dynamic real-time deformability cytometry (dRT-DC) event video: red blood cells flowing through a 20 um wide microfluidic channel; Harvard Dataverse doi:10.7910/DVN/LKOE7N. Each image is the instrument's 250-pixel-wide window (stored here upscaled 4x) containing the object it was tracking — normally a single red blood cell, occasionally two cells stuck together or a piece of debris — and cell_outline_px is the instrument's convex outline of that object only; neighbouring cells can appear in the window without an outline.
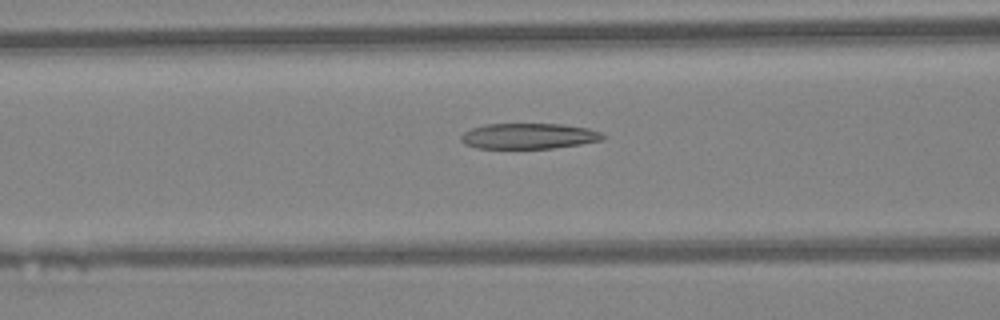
{"species": "Egyptian fruit bat (a non-hibernating species)", "species_latin": "Rousettus aegyptiacus", "temperature_condition": "warm", "stored_images_in_passage": 26, "camera_frame_rate_fps": 3000, "um_per_image_px": 0.085, "animal": {"sex": "female"}, "frame": {"image": 1, "passage_image": 7, "time_ms": 2.0, "image_size_px": [1000, 320], "cell_outline_px": [[604, 136], [600, 140], [580, 144], [552, 148], [476, 148], [464, 144], [460, 140], [460, 136], [464, 132], [472, 128], [484, 124], [564, 124], [588, 128], [600, 132]], "centroid_in_image_um": [44.89, 11.56], "position_along_channel_um": 121.7, "area_um2": 21.1}}
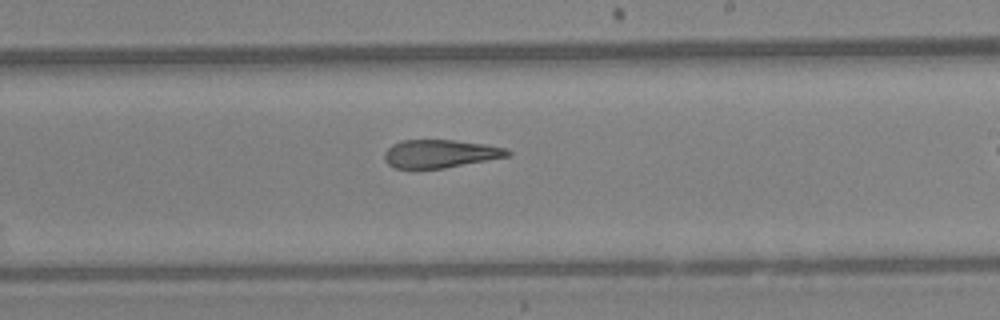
{"frame": {"image": 2, "passage_image": 16, "time_ms": 5.0, "image_size_px": [1000, 320], "cell_outline_px": [[512, 152], [508, 156], [444, 168], [392, 168], [384, 160], [384, 152], [392, 144], [400, 140], [452, 140], [484, 144], [504, 148]], "centroid_in_image_um": [37.35, 13.06], "position_along_channel_um": 251.6, "area_um2": 20.0}}
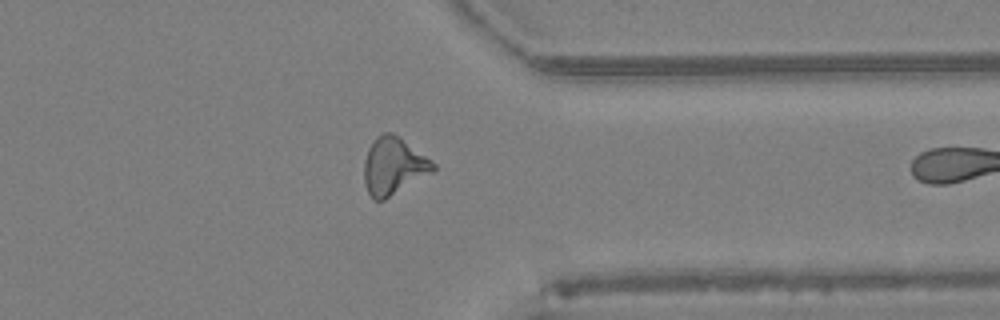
{"frame": {"image": 3, "passage_image": 25, "time_ms": 8.0, "image_size_px": [1000, 320], "cell_outline_px": [[436, 168], [432, 172], [384, 200], [372, 200], [364, 184], [364, 160], [368, 148], [376, 136], [384, 132], [392, 132], [400, 136], [432, 160], [436, 164]], "centroid_in_image_um": [33.43, 14.1], "position_along_channel_um": 378.0, "area_um2": 23.18}}